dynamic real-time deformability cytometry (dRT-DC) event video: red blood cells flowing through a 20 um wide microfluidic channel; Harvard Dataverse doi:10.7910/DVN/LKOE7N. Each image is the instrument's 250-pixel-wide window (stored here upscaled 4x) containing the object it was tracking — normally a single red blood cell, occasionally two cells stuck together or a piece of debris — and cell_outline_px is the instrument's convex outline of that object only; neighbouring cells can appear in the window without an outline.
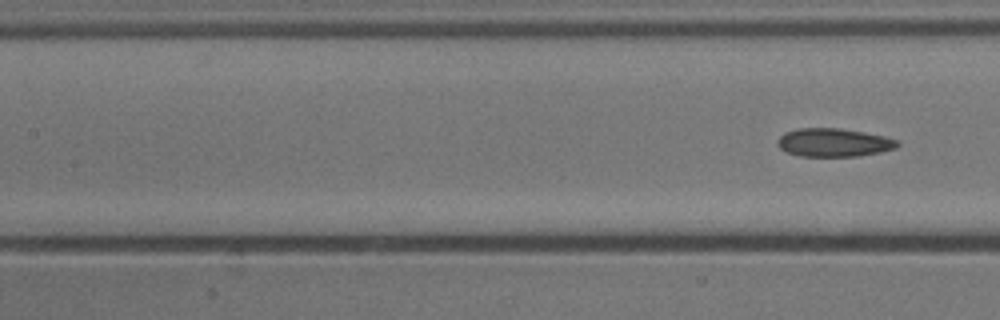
{"species": "common noctule bat (a hibernating species)", "species_latin": "Nyctalus noctula", "temperature_condition": "cold", "stored_images_in_passage": 5, "segment_of_instrument_passage": [2, 2], "camera_frame_rate_fps": 3000, "um_per_image_px": 0.085, "animal": {"sex": "male", "body_mass_g": 13.3}, "frame": {"image": 1, "passage_image": 5, "time_ms": 1.333, "image_size_px": [1000, 320], "cell_outline_px": [[900, 144], [896, 148], [880, 152], [860, 156], [800, 156], [788, 152], [780, 148], [776, 144], [776, 140], [784, 132], [796, 128], [840, 128], [864, 132], [884, 136], [900, 140]], "centroid_in_image_um": [70.87, 12.11], "position_along_channel_um": 136.5, "area_um2": 20.0}}